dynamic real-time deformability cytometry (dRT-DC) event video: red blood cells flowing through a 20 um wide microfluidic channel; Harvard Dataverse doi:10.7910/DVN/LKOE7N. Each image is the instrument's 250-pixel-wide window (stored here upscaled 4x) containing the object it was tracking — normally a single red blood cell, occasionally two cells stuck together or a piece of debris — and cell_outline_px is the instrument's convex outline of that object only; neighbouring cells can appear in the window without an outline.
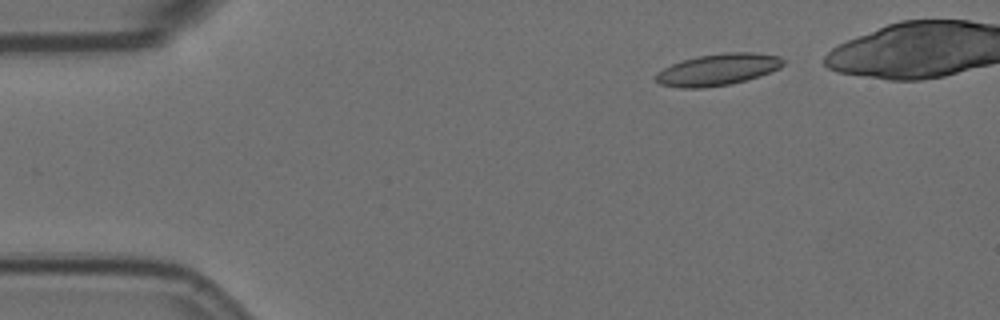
{"species": "Egyptian fruit bat (a non-hibernating species)", "species_latin": "Rousettus aegyptiacus", "temperature_condition": "room temperature", "stored_images_in_passage": 44, "camera_frame_rate_fps": 3000, "um_per_image_px": 0.085, "animal": {"sex": "female"}, "frame": {"image": 1, "passage_image": 1, "time_ms": 0.0, "image_size_px": [1000, 320], "cell_outline_px": [[784, 64], [780, 68], [760, 76], [732, 84], [704, 88], [680, 88], [660, 84], [656, 80], [656, 72], [672, 64], [696, 56], [724, 52], [752, 52], [780, 56], [784, 60]], "centroid_in_image_um": [61.04, 5.91], "position_along_channel_um": 24.0, "area_um2": 23.64}}
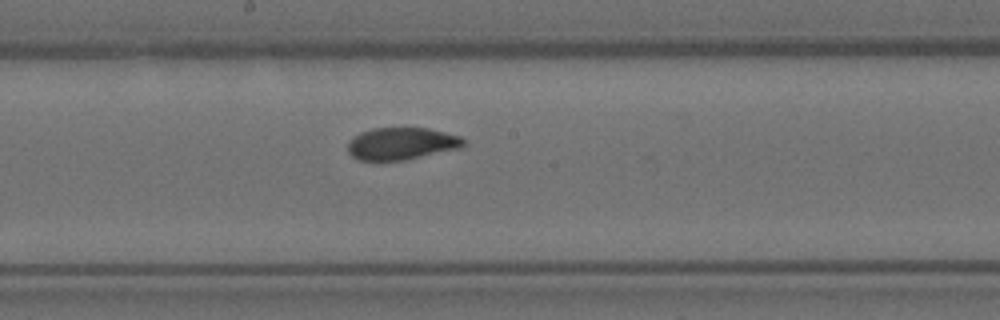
{"frame": {"image": 2, "passage_image": 23, "time_ms": 7.333, "image_size_px": [1000, 320], "cell_outline_px": [[464, 144], [460, 148], [404, 160], [360, 160], [352, 156], [348, 152], [348, 140], [352, 136], [360, 132], [372, 128], [428, 128], [460, 136], [464, 140]], "centroid_in_image_um": [34.09, 12.2], "position_along_channel_um": 214.1, "area_um2": 21.68}}
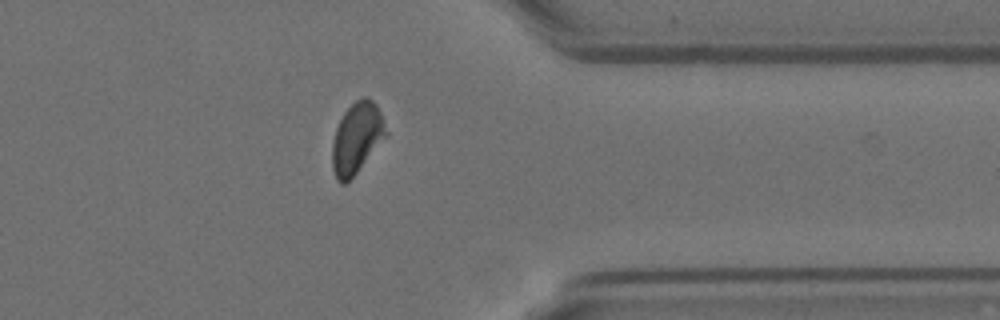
{"frame": {"image": 3, "passage_image": 38, "time_ms": 12.333, "image_size_px": [1000, 320], "cell_outline_px": [[388, 136], [356, 172], [344, 184], [340, 184], [336, 180], [332, 168], [332, 144], [336, 128], [344, 112], [356, 100], [364, 96], [372, 100], [376, 104], [380, 112], [388, 132]], "centroid_in_image_um": [30.33, 11.74], "position_along_channel_um": 381.1, "area_um2": 22.14}, "authors_computed_cell_mechanics": {"area_um2": 22.6576, "velocity_mm_per_s": 3.5572, "shape_relaxation_time_tau1_ms": 3.7741, "shape_relaxation_time_tau2_ms": 1.25, "deformation_change_tau1": 0.1237, "deformation_change_tau2": 0.0535}}